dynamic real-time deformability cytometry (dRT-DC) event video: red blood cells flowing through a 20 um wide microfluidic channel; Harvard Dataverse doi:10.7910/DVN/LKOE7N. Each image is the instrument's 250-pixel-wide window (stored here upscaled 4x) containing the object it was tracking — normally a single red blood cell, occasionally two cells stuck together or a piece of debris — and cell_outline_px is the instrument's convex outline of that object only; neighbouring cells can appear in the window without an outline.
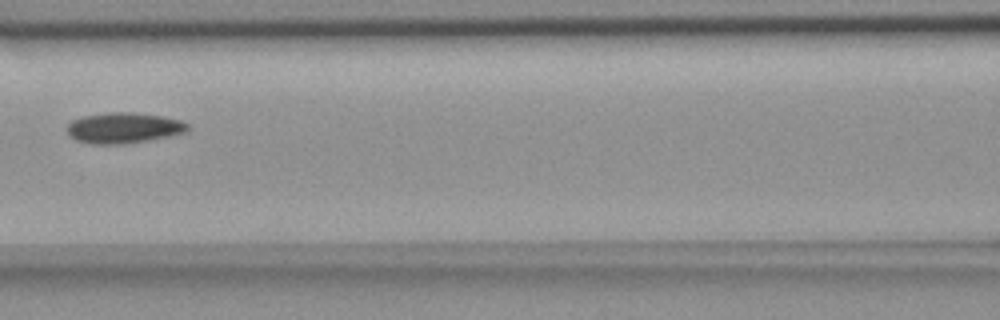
{"species": "common noctule bat (a hibernating species)", "species_latin": "Nyctalus noctula", "temperature_condition": "room temperature", "stored_images_in_passage": 3, "camera_frame_rate_fps": 3000, "um_per_image_px": 0.085, "animal": {"sex": "female", "body_mass_g": 18.4}, "frame": {"image": 1, "passage_image": 3, "time_ms": 2.333, "image_size_px": [1000, 320], "cell_outline_px": [[188, 128], [184, 132], [168, 136], [148, 140], [120, 144], [92, 144], [76, 140], [68, 132], [68, 124], [72, 120], [80, 116], [112, 112], [132, 112], [160, 116], [180, 120], [188, 124]], "centroid_in_image_um": [10.48, 10.86], "position_along_channel_um": 156.1, "area_um2": 21.27}}